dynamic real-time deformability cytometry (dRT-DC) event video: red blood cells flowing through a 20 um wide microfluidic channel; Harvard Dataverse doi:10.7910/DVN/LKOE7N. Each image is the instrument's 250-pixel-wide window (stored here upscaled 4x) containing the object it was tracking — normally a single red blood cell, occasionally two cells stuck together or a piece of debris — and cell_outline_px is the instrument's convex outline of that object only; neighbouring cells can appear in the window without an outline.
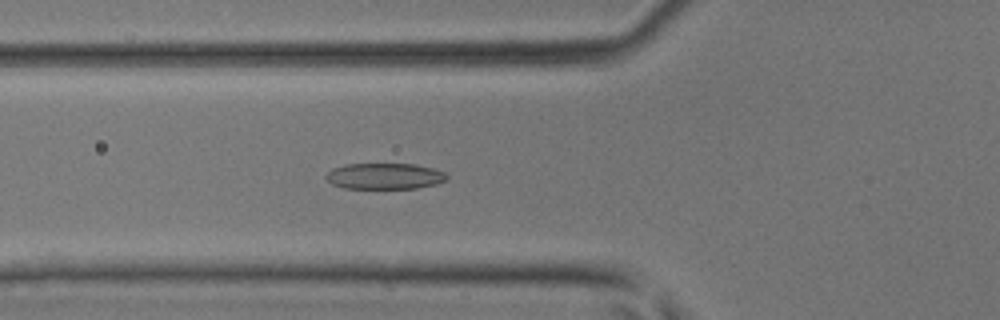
{"species": "common noctule bat (a hibernating species)", "species_latin": "Nyctalus noctula", "temperature_condition": "room temperature", "stored_images_in_passage": 38, "camera_frame_rate_fps": 3000, "um_per_image_px": 0.085, "animal": {"sex": "male", "body_mass_g": 17.9, "forearm_length_mm": 54.2}, "frame": {"image": 1, "passage_image": 16, "time_ms": 5.0, "image_size_px": [1000, 320], "cell_outline_px": [[448, 176], [444, 180], [436, 184], [416, 188], [344, 188], [332, 184], [324, 176], [332, 168], [344, 164], [416, 164], [432, 168], [444, 172]], "centroid_in_image_um": [32.66, 14.96], "position_along_channel_um": 93.1, "area_um2": 18.26}}
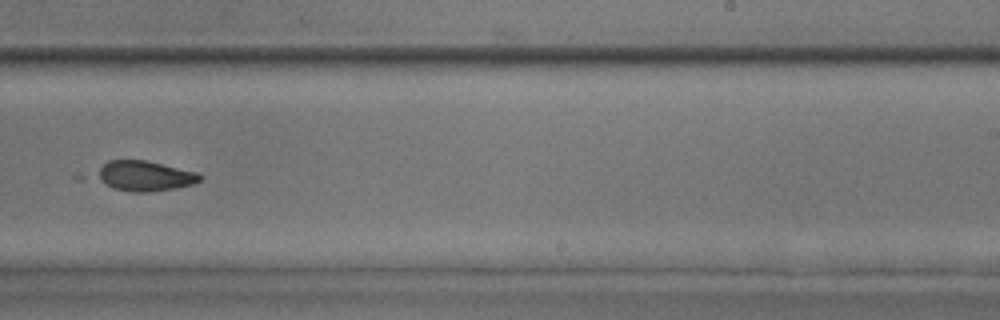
{"frame": {"image": 2, "passage_image": 28, "time_ms": 9.0, "image_size_px": [1000, 320], "cell_outline_px": [[204, 176], [200, 180], [192, 184], [176, 188], [148, 192], [132, 192], [116, 188], [108, 184], [96, 176], [100, 168], [108, 160], [148, 160], [200, 172]], "centroid_in_image_um": [12.4, 14.93], "position_along_channel_um": 276.6, "area_um2": 18.03}}
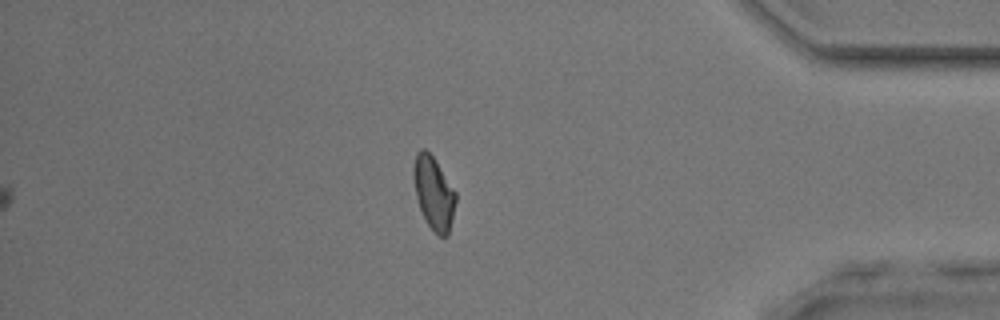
{"frame": {"image": 3, "passage_image": 38, "time_ms": 12.333, "image_size_px": [1000, 320], "cell_outline_px": [[456, 200], [452, 220], [448, 236], [440, 236], [428, 224], [420, 208], [416, 196], [412, 180], [412, 168], [416, 152], [420, 148], [424, 148], [432, 156], [456, 192]], "centroid_in_image_um": [36.84, 16.37], "position_along_channel_um": 398.4, "area_um2": 17.8}}